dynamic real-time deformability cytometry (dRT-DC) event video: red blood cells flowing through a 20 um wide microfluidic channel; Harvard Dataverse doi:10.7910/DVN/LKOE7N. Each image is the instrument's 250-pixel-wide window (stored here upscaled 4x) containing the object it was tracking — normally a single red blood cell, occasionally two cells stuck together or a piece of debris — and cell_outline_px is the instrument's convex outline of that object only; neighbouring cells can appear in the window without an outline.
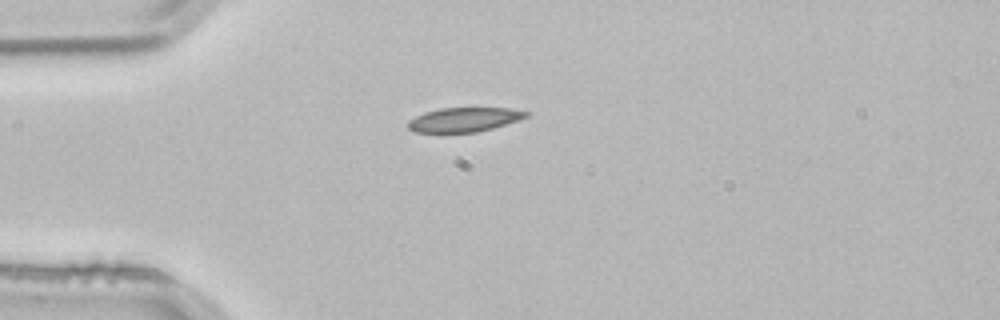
{"species": "common noctule bat (a hibernating species)", "species_latin": "Nyctalus noctula", "temperature_condition": "room temperature", "stored_images_in_passage": 1, "camera_frame_rate_fps": 3000, "um_per_image_px": 0.085, "animal": {"sex": "male", "body_mass_g": 21.5, "forearm_length_mm": 52.0}, "frame": {"image": 1, "passage_image": 1, "time_ms": 0.0, "image_size_px": [1000, 320], "cell_outline_px": [[532, 112], [528, 116], [492, 128], [476, 132], [412, 132], [408, 128], [408, 120], [424, 112], [440, 108], [508, 108]], "centroid_in_image_um": [39.42, 10.16], "position_along_channel_um": 45.6, "area_um2": 16.59}}